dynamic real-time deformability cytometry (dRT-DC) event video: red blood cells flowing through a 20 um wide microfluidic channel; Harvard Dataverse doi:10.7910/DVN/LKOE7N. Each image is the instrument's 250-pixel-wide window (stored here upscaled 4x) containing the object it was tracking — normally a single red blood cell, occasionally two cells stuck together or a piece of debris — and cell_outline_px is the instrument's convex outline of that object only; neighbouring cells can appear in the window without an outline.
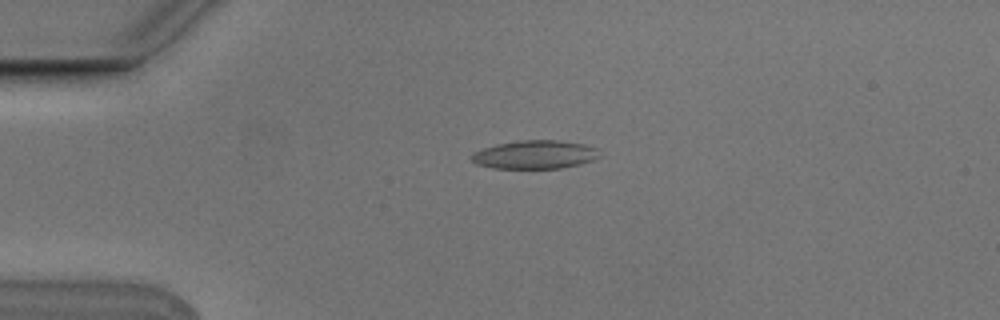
{"species": "Egyptian fruit bat (a non-hibernating species)", "species_latin": "Rousettus aegyptiacus", "temperature_condition": "cold", "stored_images_in_passage": 5, "camera_frame_rate_fps": 3000, "um_per_image_px": 0.085, "animal": {"sex": "male"}, "frame": {"image": 1, "passage_image": 4, "time_ms": 1.0, "image_size_px": [1000, 320], "cell_outline_px": [[600, 156], [592, 160], [580, 164], [560, 168], [492, 168], [476, 164], [472, 160], [472, 152], [496, 144], [520, 140], [560, 140], [584, 144], [600, 148]], "centroid_in_image_um": [45.5, 13.13], "position_along_channel_um": 39.5, "area_um2": 21.33}}